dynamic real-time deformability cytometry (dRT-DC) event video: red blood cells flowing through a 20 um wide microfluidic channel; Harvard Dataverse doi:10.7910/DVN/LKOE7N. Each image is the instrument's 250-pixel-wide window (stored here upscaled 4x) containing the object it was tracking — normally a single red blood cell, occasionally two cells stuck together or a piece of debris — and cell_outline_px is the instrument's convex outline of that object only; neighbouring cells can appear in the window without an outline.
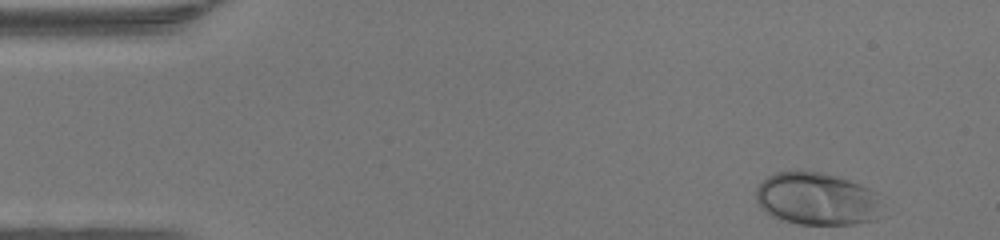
{"species": "human", "species_latin": "Homo sapiens", "temperature_condition": "warm", "stored_images_in_passage": 45, "camera_frame_rate_fps": 3000, "um_per_image_px": 0.085, "donor": {"sex": "female"}, "frame": {"image": 1, "passage_image": 1, "time_ms": 0.0, "image_size_px": [1000, 240], "cell_outline_px": [[876, 220], [852, 224], [800, 224], [784, 220], [772, 216], [760, 208], [756, 200], [756, 188], [768, 176], [776, 172], [820, 172], [840, 176], [868, 188], [876, 192]], "centroid_in_image_um": [69.36, 16.9], "position_along_channel_um": 15.6, "area_um2": 38.03}}
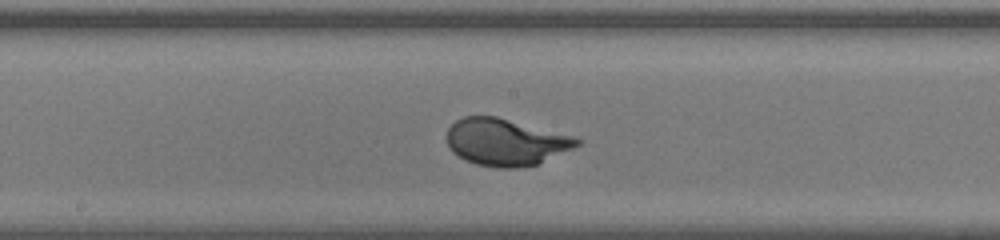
{"frame": {"image": 2, "passage_image": 22, "time_ms": 7.0, "image_size_px": [1000, 240], "cell_outline_px": [[584, 140], [580, 144], [572, 148], [536, 164], [524, 168], [496, 168], [476, 164], [464, 160], [452, 152], [448, 148], [444, 140], [444, 136], [448, 128], [456, 120], [464, 116], [496, 116], [572, 136]], "centroid_in_image_um": [42.9, 12.08], "position_along_channel_um": 205.3, "area_um2": 35.78}}
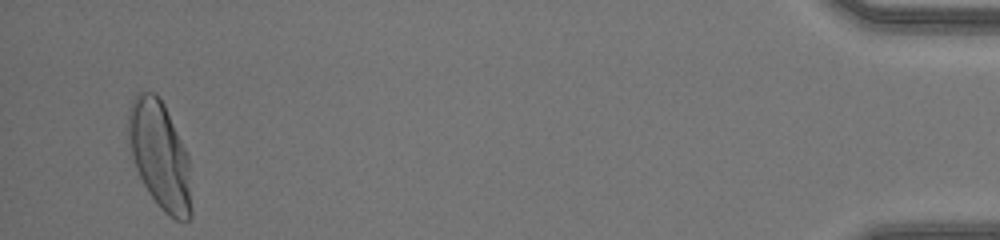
{"frame": {"image": 3, "passage_image": 43, "time_ms": 14.0, "image_size_px": [1000, 240], "cell_outline_px": [[192, 216], [188, 220], [176, 220], [168, 216], [156, 204], [148, 192], [136, 168], [128, 136], [128, 108], [136, 92], [156, 92], [160, 96], [164, 104], [188, 156], [192, 208]], "centroid_in_image_um": [13.59, 13.2], "position_along_channel_um": 421.6, "area_um2": 39.54}, "authors_computed_cell_mechanics": {"area_um2": 35.7782, "velocity_mm_per_s": 4.3335, "shape_relaxation_time_tau1_ms": 2.3862, "shape_relaxation_time_tau2_ms": null, "deformation_change_tau1": 0.1879, "deformation_change_tau2": null}}